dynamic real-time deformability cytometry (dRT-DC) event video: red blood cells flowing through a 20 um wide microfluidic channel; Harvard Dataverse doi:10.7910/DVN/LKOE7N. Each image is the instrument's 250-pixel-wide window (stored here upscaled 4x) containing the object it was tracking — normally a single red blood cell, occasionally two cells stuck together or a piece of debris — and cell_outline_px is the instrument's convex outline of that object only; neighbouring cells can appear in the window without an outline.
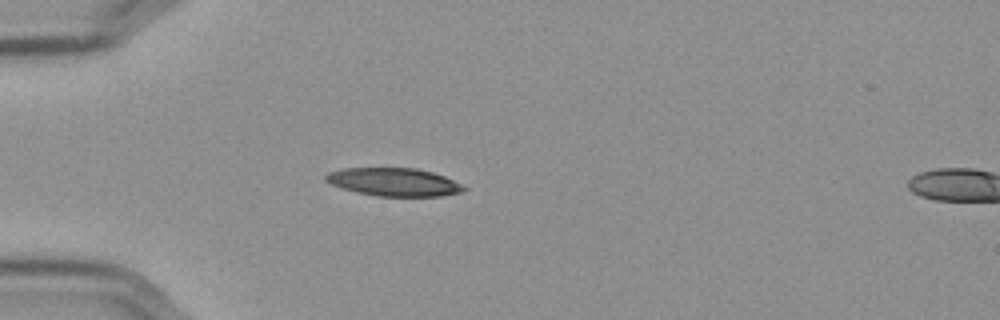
{"species": "Egyptian fruit bat (a non-hibernating species)", "species_latin": "Rousettus aegyptiacus", "temperature_condition": "cold", "stored_images_in_passage": 3, "camera_frame_rate_fps": 3000, "um_per_image_px": 0.085, "frame": {"image": 1, "passage_image": 1, "time_ms": 0.0, "image_size_px": [1000, 320], "cell_outline_px": [[468, 188], [460, 192], [440, 196], [376, 196], [356, 192], [332, 184], [324, 180], [324, 176], [328, 172], [344, 168], [416, 168], [432, 172], [444, 176]], "centroid_in_image_um": [33.46, 15.47], "position_along_channel_um": 51.5, "area_um2": 22.43}}